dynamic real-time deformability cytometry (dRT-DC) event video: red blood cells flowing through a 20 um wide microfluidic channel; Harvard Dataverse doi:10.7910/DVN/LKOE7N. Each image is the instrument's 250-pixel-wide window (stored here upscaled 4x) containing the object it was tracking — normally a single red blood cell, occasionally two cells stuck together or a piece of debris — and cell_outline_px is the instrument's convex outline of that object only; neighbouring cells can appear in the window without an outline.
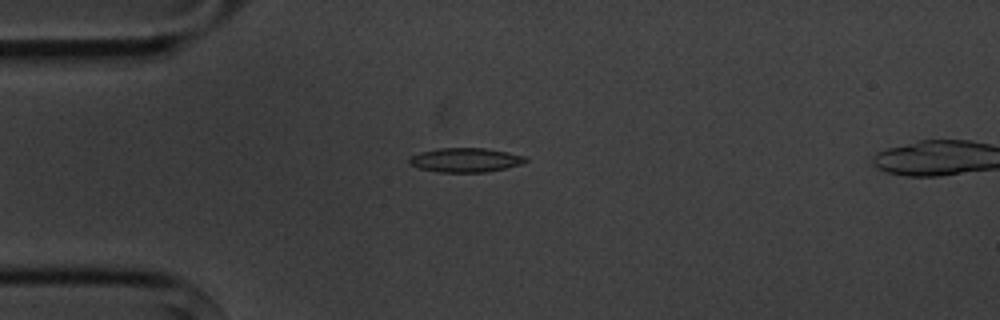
{"species": "common noctule bat (a hibernating species)", "species_latin": "Nyctalus noctula", "temperature_condition": "cold", "stored_images_in_passage": 4, "camera_frame_rate_fps": 3000, "um_per_image_px": 0.085, "animal": {"sex": "male", "body_mass_g": 20.1, "forearm_length_mm": 53.5}, "frame": {"image": 1, "passage_image": 3, "time_ms": 2.333, "image_size_px": [1000, 320], "cell_outline_px": [[528, 160], [520, 164], [504, 168], [484, 172], [440, 172], [420, 168], [412, 164], [408, 160], [412, 156], [420, 152], [440, 148], [484, 148], [508, 152], [528, 156]], "centroid_in_image_um": [39.6, 13.59], "position_along_channel_um": 45.4, "area_um2": 16.18}}